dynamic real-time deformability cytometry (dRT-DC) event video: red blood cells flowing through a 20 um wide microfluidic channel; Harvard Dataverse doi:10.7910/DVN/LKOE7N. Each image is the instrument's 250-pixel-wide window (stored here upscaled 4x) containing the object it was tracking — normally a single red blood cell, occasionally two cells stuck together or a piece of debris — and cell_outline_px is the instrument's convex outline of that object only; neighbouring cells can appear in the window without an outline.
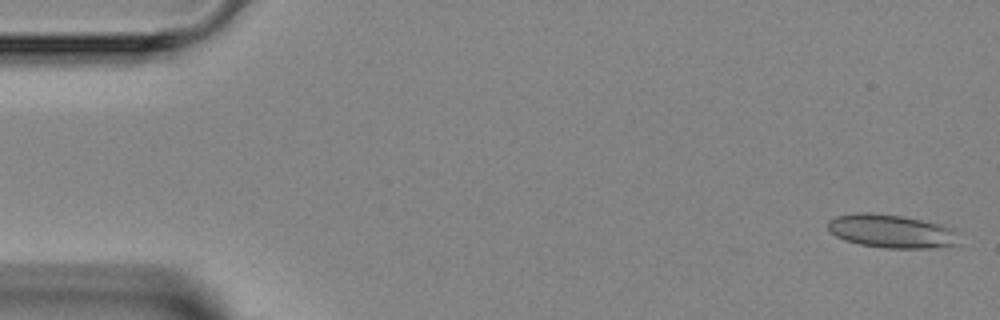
{"species": "Egyptian fruit bat (a non-hibernating species)", "species_latin": "Rousettus aegyptiacus", "temperature_condition": "room temperature", "stored_images_in_passage": 4, "camera_frame_rate_fps": 3000, "um_per_image_px": 0.085, "animal": {"sex": "female"}, "frame": {"image": 1, "passage_image": 1, "time_ms": 0.0, "image_size_px": [1000, 320], "cell_outline_px": [[960, 244], [936, 248], [884, 248], [860, 244], [844, 240], [836, 236], [828, 228], [828, 220], [836, 216], [860, 212], [868, 212], [900, 216], [940, 224], [952, 228], [960, 232]], "centroid_in_image_um": [75.83, 19.66], "position_along_channel_um": 9.2, "area_um2": 25.72}}
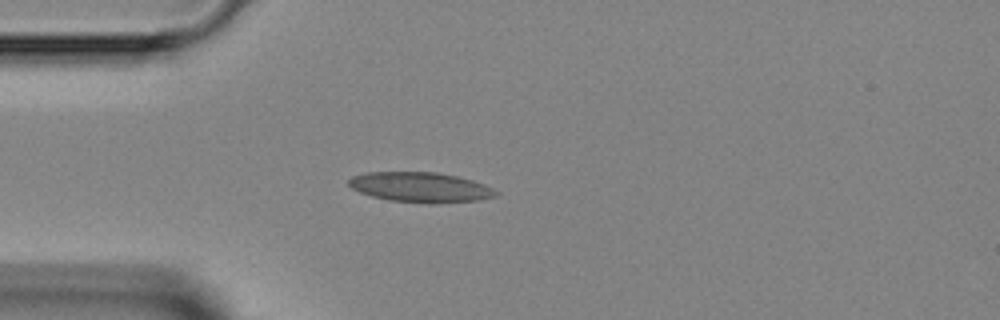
{"frame": {"image": 2, "passage_image": 4, "time_ms": 3.667, "image_size_px": [1000, 320], "cell_outline_px": [[500, 192], [496, 196], [480, 200], [432, 204], [388, 200], [372, 196], [360, 192], [352, 188], [348, 184], [348, 180], [352, 176], [368, 172], [436, 172], [456, 176], [472, 180], [484, 184]], "centroid_in_image_um": [35.75, 15.92], "position_along_channel_um": 49.2, "area_um2": 25.84}}